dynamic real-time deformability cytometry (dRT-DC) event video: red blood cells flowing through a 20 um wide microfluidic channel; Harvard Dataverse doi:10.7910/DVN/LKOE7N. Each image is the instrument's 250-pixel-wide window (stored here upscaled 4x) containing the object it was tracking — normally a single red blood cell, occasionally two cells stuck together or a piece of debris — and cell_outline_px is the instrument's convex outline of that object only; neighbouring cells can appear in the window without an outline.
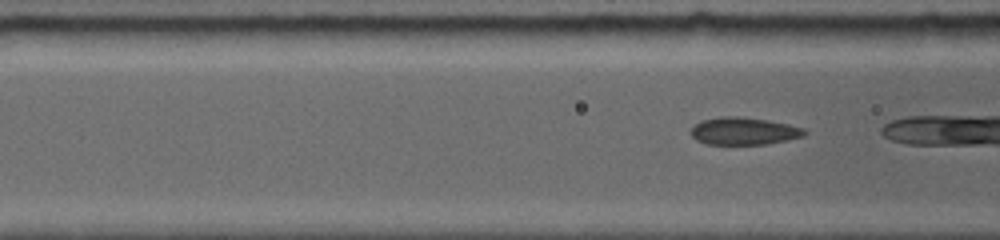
{"species": "common noctule bat (a hibernating species)", "species_latin": "Nyctalus noctula", "temperature_condition": "room temperature", "stored_images_in_passage": 13, "camera_frame_rate_fps": 5000, "um_per_image_px": 0.085, "animal": {"sex": "female", "body_mass_g": 19.0, "forearm_length_mm": 56.7}, "frame": {"image": 1, "passage_image": 4, "time_ms": 0.8, "image_size_px": [1000, 240], "cell_outline_px": [[804, 132], [800, 136], [784, 140], [764, 144], [708, 144], [696, 140], [692, 136], [692, 128], [696, 124], [704, 120], [724, 116], [736, 116], [764, 120], [784, 124], [800, 128]], "centroid_in_image_um": [63.12, 11.15], "position_along_channel_um": 103.5, "area_um2": 17.28}}